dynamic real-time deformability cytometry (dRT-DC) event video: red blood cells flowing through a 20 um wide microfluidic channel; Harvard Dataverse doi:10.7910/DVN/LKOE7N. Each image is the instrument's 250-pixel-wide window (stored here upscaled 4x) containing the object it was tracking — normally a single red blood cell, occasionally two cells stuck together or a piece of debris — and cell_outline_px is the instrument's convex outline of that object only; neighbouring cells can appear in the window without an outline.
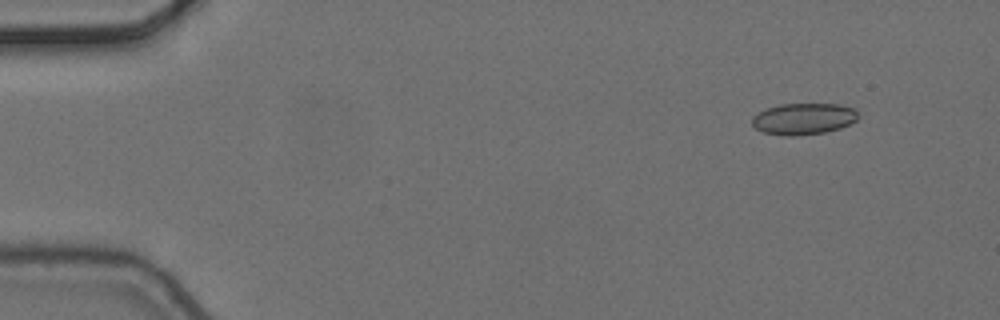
{"species": "common noctule bat (a hibernating species)", "species_latin": "Nyctalus noctula", "temperature_condition": "cold", "stored_images_in_passage": 6, "camera_frame_rate_fps": 3000, "um_per_image_px": 0.085, "animal": {"sex": "female", "body_mass_g": 24.6, "forearm_length_mm": 56.2}, "frame": {"image": 1, "passage_image": 2, "time_ms": 0.333, "image_size_px": [1000, 320], "cell_outline_px": [[860, 116], [856, 120], [840, 128], [824, 132], [796, 136], [784, 136], [764, 132], [756, 128], [752, 124], [752, 116], [764, 108], [780, 104], [840, 104], [856, 108]], "centroid_in_image_um": [68.31, 10.09], "position_along_channel_um": 16.7, "area_um2": 19.65}}
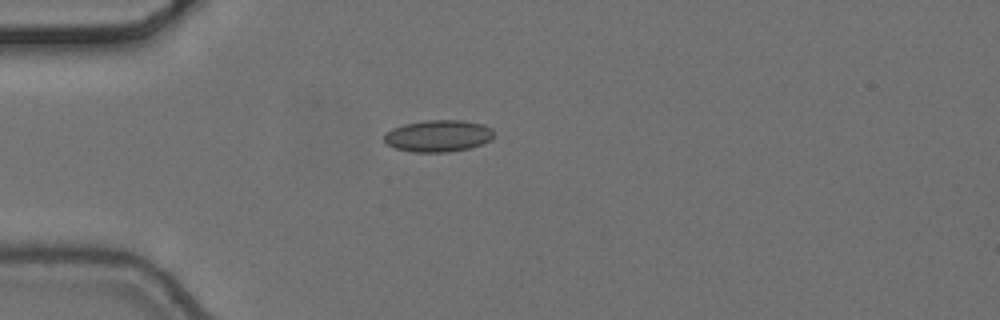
{"frame": {"image": 2, "passage_image": 4, "time_ms": 1.0, "image_size_px": [1000, 320], "cell_outline_px": [[492, 140], [468, 148], [448, 152], [412, 152], [396, 148], [388, 144], [384, 140], [384, 132], [392, 128], [404, 124], [424, 120], [464, 120], [484, 124], [492, 128]], "centroid_in_image_um": [37.23, 11.54], "position_along_channel_um": 47.8, "area_um2": 20.4}}
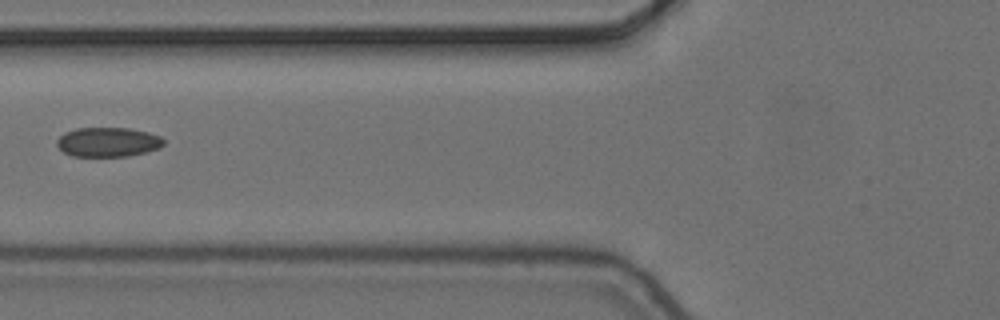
{"frame": {"image": 3, "passage_image": 6, "time_ms": 1.667, "image_size_px": [1000, 320], "cell_outline_px": [[164, 144], [160, 148], [128, 156], [72, 156], [64, 152], [56, 144], [56, 140], [64, 132], [76, 128], [128, 128], [148, 132], [160, 136], [164, 140]], "centroid_in_image_um": [9.17, 12.07], "position_along_channel_um": 116.6, "area_um2": 18.32}}